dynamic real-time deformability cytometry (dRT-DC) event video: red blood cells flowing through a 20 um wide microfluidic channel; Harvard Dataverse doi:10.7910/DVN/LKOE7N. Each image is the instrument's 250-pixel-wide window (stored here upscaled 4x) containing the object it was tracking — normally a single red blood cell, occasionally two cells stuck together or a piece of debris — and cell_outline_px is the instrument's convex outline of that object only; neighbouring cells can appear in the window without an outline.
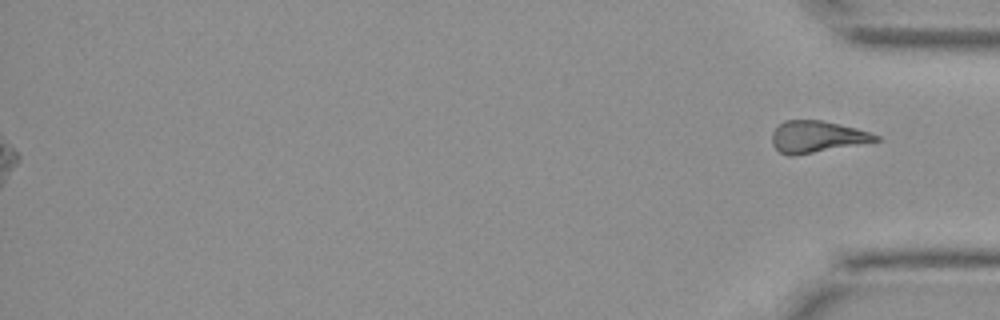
{"species": "Egyptian fruit bat (a non-hibernating species)", "species_latin": "Rousettus aegyptiacus", "temperature_condition": "cold", "stored_images_in_passage": 48, "segment_of_instrument_passage": [2, 2], "camera_frame_rate_fps": 3000, "um_per_image_px": 0.085, "animal": {"sex": "female"}, "frame": {"image": 1, "passage_image": 48, "time_ms": 15.667, "image_size_px": [1000, 320], "cell_outline_px": [[880, 140], [792, 156], [788, 156], [780, 152], [772, 144], [772, 132], [784, 120], [820, 120], [856, 128], [872, 132], [880, 136]], "centroid_in_image_um": [69.42, 11.61], "position_along_channel_um": 365.8, "area_um2": 18.9}}